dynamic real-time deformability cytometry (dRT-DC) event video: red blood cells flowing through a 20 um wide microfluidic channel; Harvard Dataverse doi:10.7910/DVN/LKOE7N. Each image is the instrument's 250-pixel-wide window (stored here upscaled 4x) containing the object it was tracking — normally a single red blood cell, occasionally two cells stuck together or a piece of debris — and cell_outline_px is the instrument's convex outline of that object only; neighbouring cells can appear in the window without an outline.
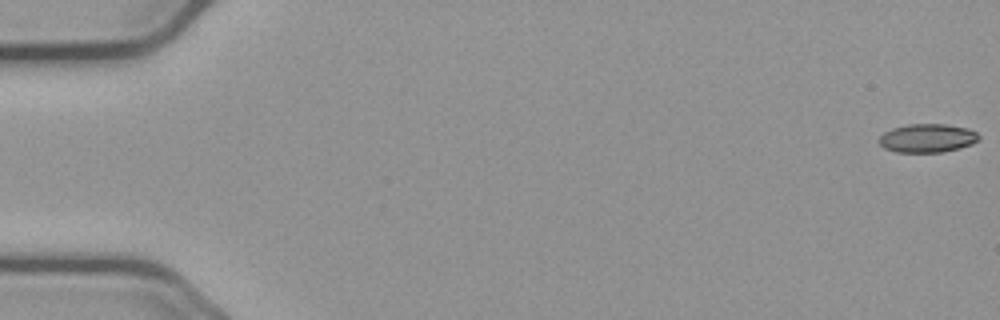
{"species": "common noctule bat (a hibernating species)", "species_latin": "Nyctalus noctula", "temperature_condition": "cold", "stored_images_in_passage": 57, "camera_frame_rate_fps": 3000, "um_per_image_px": 0.085, "animal": {"sex": "male", "body_mass_g": 23.1, "forearm_length_mm": 52.7}, "frame": {"image": 1, "passage_image": 1, "time_ms": 0.0, "image_size_px": [1000, 320], "cell_outline_px": [[980, 140], [972, 144], [960, 148], [944, 152], [896, 152], [884, 148], [876, 140], [884, 132], [892, 128], [908, 124], [944, 124], [968, 128], [976, 132], [980, 136]], "centroid_in_image_um": [78.82, 11.74], "position_along_channel_um": 6.2, "area_um2": 16.82}}
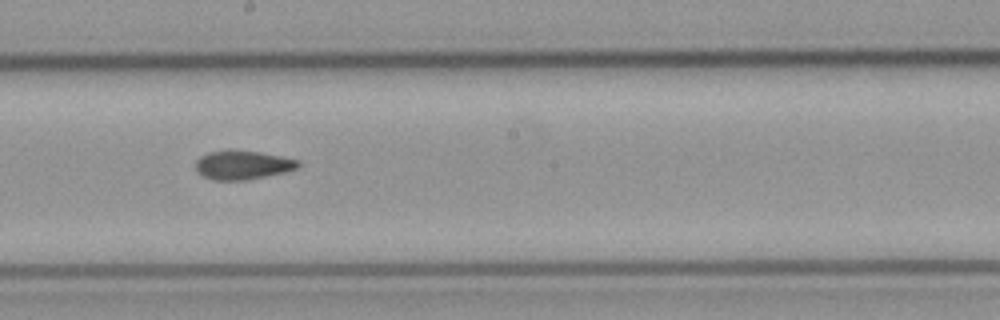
{"frame": {"image": 2, "passage_image": 32, "time_ms": 10.333, "image_size_px": [1000, 320], "cell_outline_px": [[300, 164], [296, 168], [284, 172], [248, 180], [212, 180], [196, 172], [196, 160], [200, 156], [208, 152], [228, 148], [260, 152], [300, 160]], "centroid_in_image_um": [20.58, 14.0], "position_along_channel_um": 227.6, "area_um2": 17.57}}
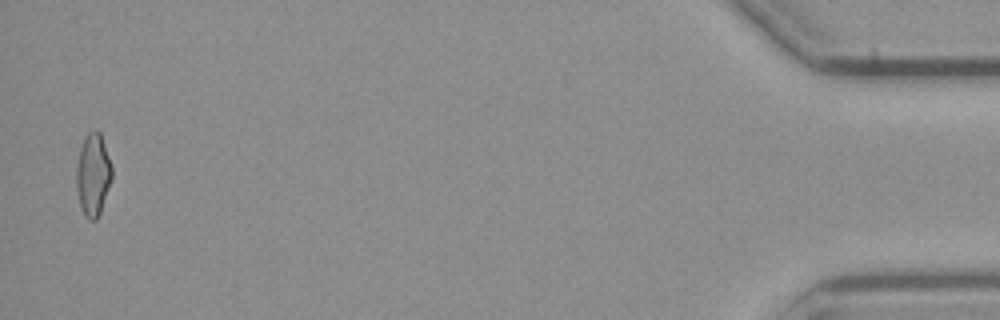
{"frame": {"image": 3, "passage_image": 56, "time_ms": 18.333, "image_size_px": [1000, 320], "cell_outline_px": [[112, 180], [100, 212], [96, 220], [88, 220], [84, 216], [80, 208], [76, 188], [76, 168], [80, 148], [88, 132], [92, 128], [96, 128], [100, 132], [112, 168]], "centroid_in_image_um": [7.9, 14.86], "position_along_channel_um": 427.3, "area_um2": 17.22}, "authors_computed_cell_mechanics": {"area_um2": 17.2244, "velocity_mm_per_s": 3.6778, "shape_relaxation_time_tau1_ms": null, "shape_relaxation_time_tau2_ms": 3.4321, "deformation_change_tau1": null, "deformation_change_tau2": 0.103}}